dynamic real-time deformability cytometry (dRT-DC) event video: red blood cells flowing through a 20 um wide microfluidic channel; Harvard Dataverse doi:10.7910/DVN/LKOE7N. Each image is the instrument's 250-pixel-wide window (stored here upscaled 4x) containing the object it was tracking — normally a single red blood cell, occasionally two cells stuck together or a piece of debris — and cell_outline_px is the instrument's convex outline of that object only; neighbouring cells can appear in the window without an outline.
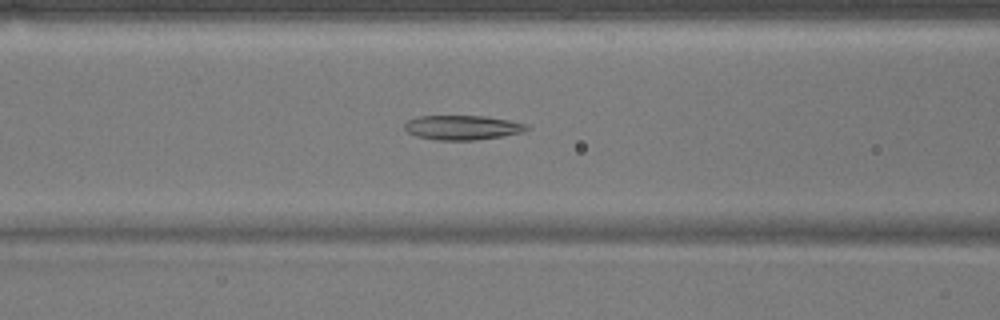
{"species": "common noctule bat (a hibernating species)", "species_latin": "Nyctalus noctula", "temperature_condition": "warm", "stored_images_in_passage": 45, "camera_frame_rate_fps": 3000, "um_per_image_px": 0.085, "animal": {"sex": "male", "body_mass_g": 17.9}, "frame": {"image": 1, "passage_image": 14, "time_ms": 4.333, "image_size_px": [1000, 320], "cell_outline_px": [[528, 128], [524, 132], [500, 136], [472, 140], [436, 140], [416, 136], [408, 132], [404, 128], [404, 124], [408, 120], [416, 116], [488, 116], [528, 124]], "centroid_in_image_um": [39.28, 10.83], "position_along_channel_um": 127.3, "area_um2": 17.4}}
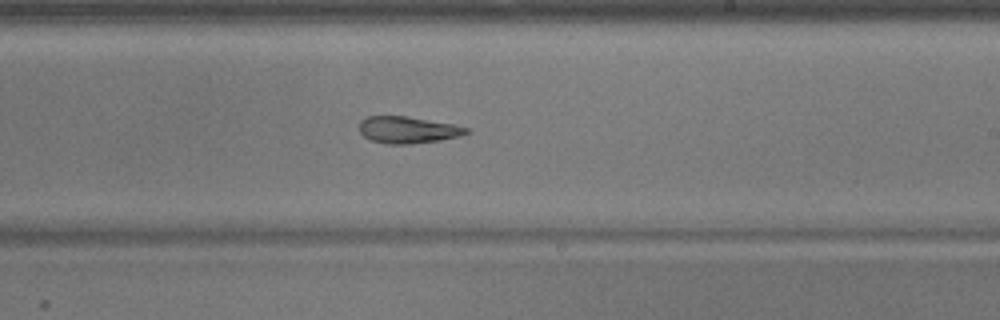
{"frame": {"image": 2, "passage_image": 24, "time_ms": 7.667, "image_size_px": [1000, 320], "cell_outline_px": [[472, 132], [460, 136], [440, 140], [408, 144], [384, 144], [372, 140], [364, 136], [360, 132], [360, 120], [368, 116], [408, 116], [452, 124], [468, 128]], "centroid_in_image_um": [34.67, 11.04], "position_along_channel_um": 254.3, "area_um2": 16.7}}
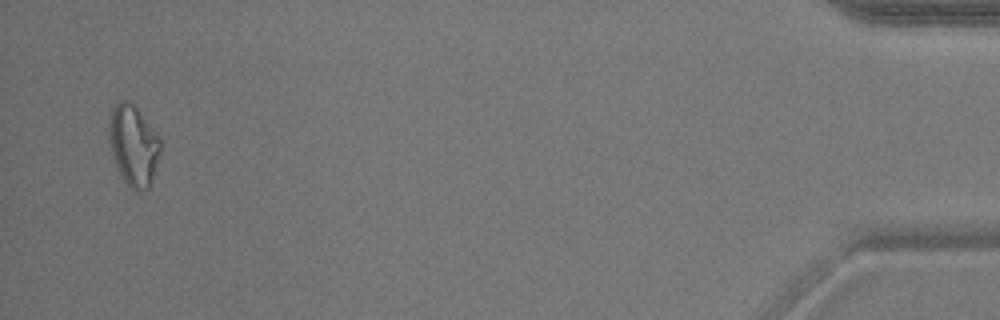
{"frame": {"image": 3, "passage_image": 44, "time_ms": 14.333, "image_size_px": [1000, 320], "cell_outline_px": [[160, 152], [152, 180], [148, 188], [140, 192], [136, 192], [124, 180], [112, 156], [108, 136], [108, 124], [112, 108], [120, 100], [128, 100], [140, 112], [160, 140]], "centroid_in_image_um": [11.32, 12.36], "position_along_channel_um": 423.9, "area_um2": 23.81}}